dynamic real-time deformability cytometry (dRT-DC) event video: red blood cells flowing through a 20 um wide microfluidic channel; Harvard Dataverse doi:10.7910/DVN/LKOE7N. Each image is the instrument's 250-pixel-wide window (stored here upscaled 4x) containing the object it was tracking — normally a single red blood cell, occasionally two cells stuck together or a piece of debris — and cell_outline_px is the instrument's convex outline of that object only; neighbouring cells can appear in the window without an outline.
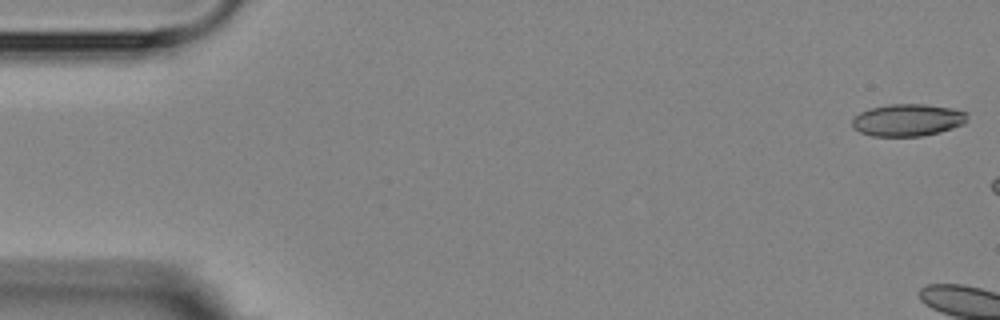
{"species": "Egyptian fruit bat (a non-hibernating species)", "species_latin": "Rousettus aegyptiacus", "temperature_condition": "room temperature", "stored_images_in_passage": 7, "camera_frame_rate_fps": 3000, "um_per_image_px": 0.085, "animal": {"sex": "female"}, "frame": {"image": 1, "passage_image": 1, "time_ms": 0.0, "image_size_px": [1000, 320], "cell_outline_px": [[968, 120], [964, 124], [940, 132], [920, 136], [872, 136], [860, 132], [852, 128], [852, 120], [860, 112], [868, 108], [888, 104], [924, 104], [952, 108], [968, 112]], "centroid_in_image_um": [77.16, 10.2], "position_along_channel_um": 7.8, "area_um2": 21.79}}
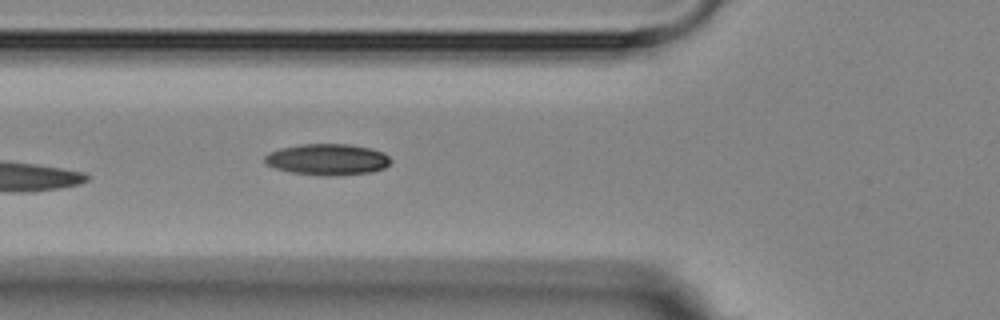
{"frame": {"image": 2, "passage_image": 7, "time_ms": 8.0, "image_size_px": [1000, 320], "cell_outline_px": [[392, 160], [384, 168], [372, 172], [328, 176], [292, 172], [276, 168], [268, 164], [264, 160], [264, 156], [268, 152], [280, 148], [300, 144], [348, 144], [372, 148], [384, 152]], "centroid_in_image_um": [27.85, 13.54], "position_along_channel_um": 98.0, "area_um2": 22.89}}